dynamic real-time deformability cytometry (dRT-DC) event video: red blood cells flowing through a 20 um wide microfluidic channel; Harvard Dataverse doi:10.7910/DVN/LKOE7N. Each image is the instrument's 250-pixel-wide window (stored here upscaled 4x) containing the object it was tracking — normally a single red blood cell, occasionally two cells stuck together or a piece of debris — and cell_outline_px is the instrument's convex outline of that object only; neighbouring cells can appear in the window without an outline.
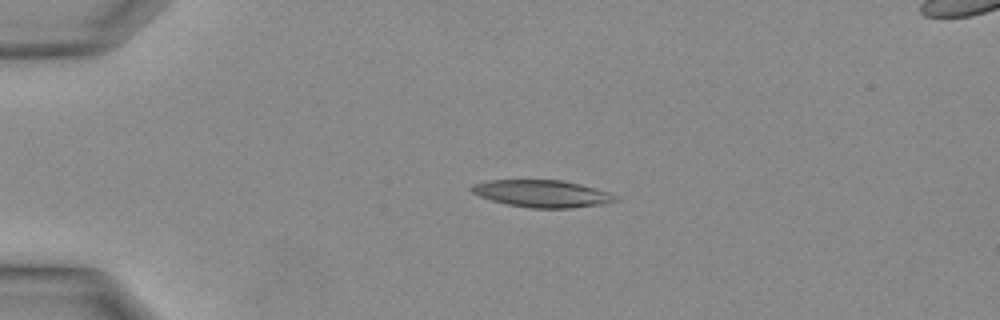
{"species": "Egyptian fruit bat (a non-hibernating species)", "species_latin": "Rousettus aegyptiacus", "temperature_condition": "warm", "stored_images_in_passage": 12, "camera_frame_rate_fps": 3000, "um_per_image_px": 0.085, "animal": {"sex": "female"}, "frame": {"image": 1, "passage_image": 7, "time_ms": 2.0, "image_size_px": [1000, 320], "cell_outline_px": [[620, 200], [600, 204], [572, 208], [532, 208], [508, 204], [492, 200], [480, 196], [472, 192], [468, 188], [472, 184], [488, 180], [560, 180], [580, 184], [596, 188], [608, 192], [616, 196]], "centroid_in_image_um": [46.06, 16.45], "position_along_channel_um": 38.9, "area_um2": 22.66}}
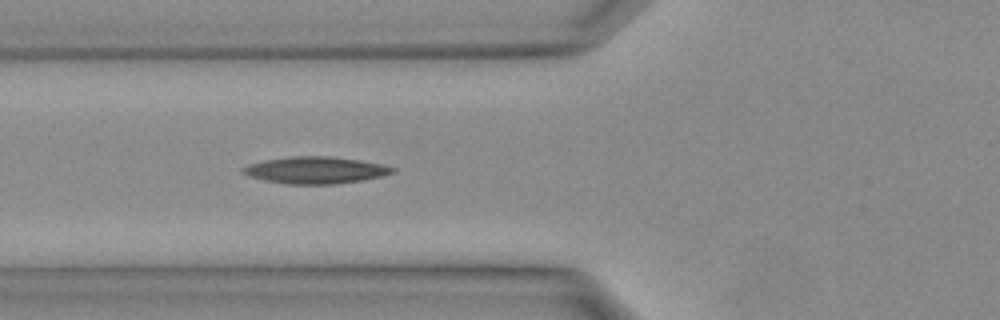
{"frame": {"image": 2, "passage_image": 12, "time_ms": 3.667, "image_size_px": [1000, 320], "cell_outline_px": [[396, 172], [380, 176], [360, 180], [332, 184], [288, 184], [264, 180], [248, 176], [240, 172], [240, 168], [248, 164], [264, 160], [288, 156], [332, 156], [360, 160], [380, 164], [396, 168]], "centroid_in_image_um": [26.75, 14.45], "position_along_channel_um": 99.0, "area_um2": 23.47}}